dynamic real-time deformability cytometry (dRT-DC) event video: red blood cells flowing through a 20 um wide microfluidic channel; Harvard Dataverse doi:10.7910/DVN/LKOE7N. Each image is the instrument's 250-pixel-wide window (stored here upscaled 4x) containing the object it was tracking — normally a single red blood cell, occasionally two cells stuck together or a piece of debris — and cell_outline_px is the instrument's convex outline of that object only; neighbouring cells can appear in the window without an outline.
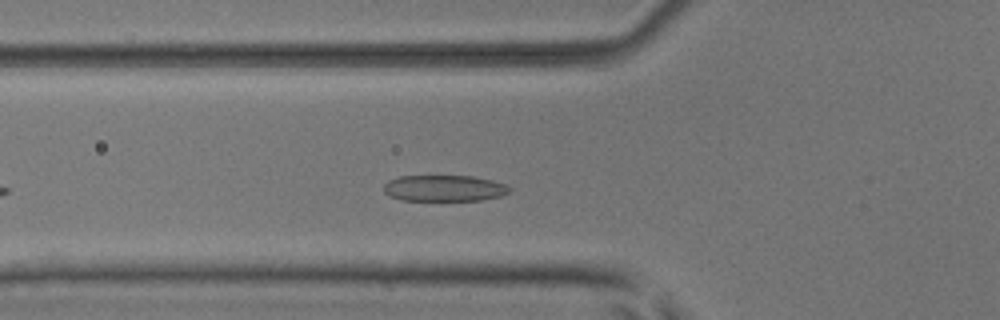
{"species": "common noctule bat (a hibernating species)", "species_latin": "Nyctalus noctula", "temperature_condition": "room temperature", "stored_images_in_passage": 11, "camera_frame_rate_fps": 3000, "um_per_image_px": 0.085, "animal": {"sex": "male", "body_mass_g": 17.9, "forearm_length_mm": 54.2}, "frame": {"image": 1, "passage_image": 8, "time_ms": 2.333, "image_size_px": [1000, 320], "cell_outline_px": [[512, 192], [500, 196], [480, 200], [400, 200], [384, 192], [384, 184], [388, 180], [400, 176], [472, 176], [492, 180], [504, 184], [512, 188]], "centroid_in_image_um": [37.78, 15.99], "position_along_channel_um": 88.0, "area_um2": 19.19}}
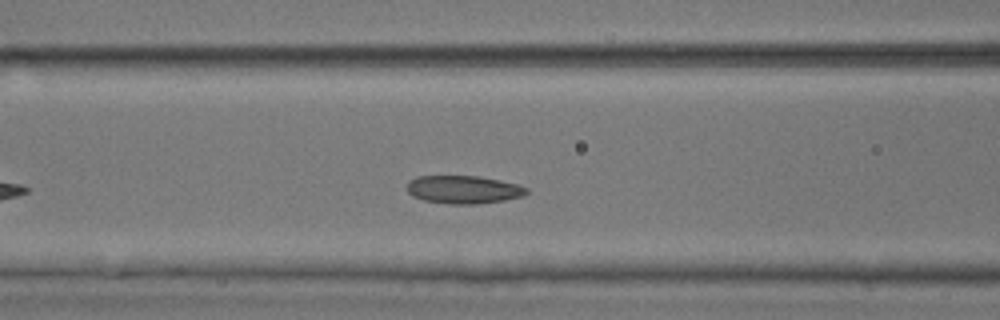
{"frame": {"image": 2, "passage_image": 11, "time_ms": 3.333, "image_size_px": [1000, 320], "cell_outline_px": [[528, 192], [524, 196], [504, 200], [476, 204], [448, 204], [424, 200], [412, 196], [408, 192], [408, 180], [416, 176], [476, 176], [500, 180], [516, 184], [528, 188]], "centroid_in_image_um": [39.39, 16.11], "position_along_channel_um": 127.2, "area_um2": 19.54}}